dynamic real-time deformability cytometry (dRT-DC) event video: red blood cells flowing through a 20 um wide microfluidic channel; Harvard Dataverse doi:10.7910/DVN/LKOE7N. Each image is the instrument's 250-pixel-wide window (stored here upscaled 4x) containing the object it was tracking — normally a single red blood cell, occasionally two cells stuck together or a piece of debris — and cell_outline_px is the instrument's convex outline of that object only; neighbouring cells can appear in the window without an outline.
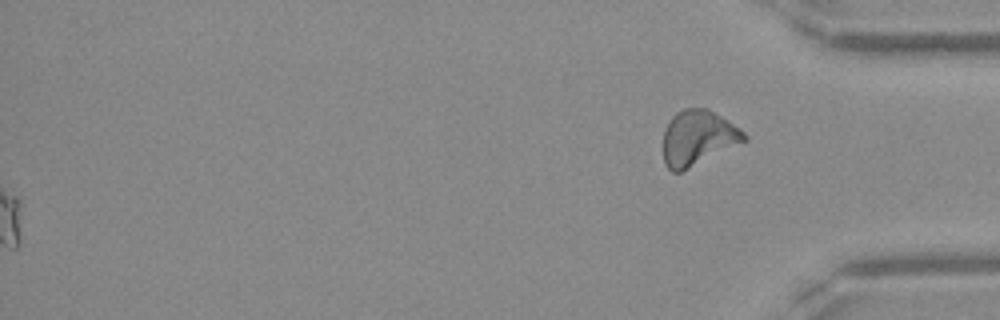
{"species": "Egyptian fruit bat (a non-hibernating species)", "species_latin": "Rousettus aegyptiacus", "temperature_condition": "warm", "stored_images_in_passage": 49, "segment_of_instrument_passage": [2, 2], "camera_frame_rate_fps": 3000, "um_per_image_px": 0.085, "frame": {"image": 1, "passage_image": 49, "time_ms": 16.0, "image_size_px": [1000, 320], "cell_outline_px": [[748, 140], [680, 172], [672, 172], [664, 164], [664, 132], [672, 116], [676, 112], [684, 108], [708, 108], [744, 132], [748, 136]], "centroid_in_image_um": [59.32, 11.72], "position_along_channel_um": 375.9, "area_um2": 25.66}}